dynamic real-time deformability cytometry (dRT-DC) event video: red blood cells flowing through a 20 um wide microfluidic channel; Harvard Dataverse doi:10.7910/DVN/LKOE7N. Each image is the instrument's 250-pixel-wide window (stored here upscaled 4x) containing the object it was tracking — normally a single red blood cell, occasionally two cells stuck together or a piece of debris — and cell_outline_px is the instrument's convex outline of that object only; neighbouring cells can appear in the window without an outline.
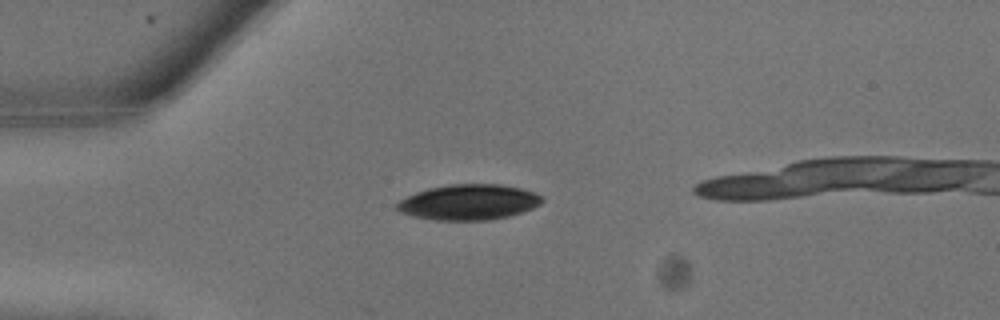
{"species": "common noctule bat (a hibernating species)", "species_latin": "Nyctalus noctula", "temperature_condition": "warm", "stored_images_in_passage": 5, "camera_frame_rate_fps": 3000, "um_per_image_px": 0.085, "animal": {"sex": "male", "body_mass_g": 13.3}, "frame": {"image": 1, "passage_image": 1, "time_ms": 0.0, "image_size_px": [1000, 320], "cell_outline_px": [[544, 200], [540, 204], [532, 208], [508, 216], [488, 220], [432, 220], [412, 216], [400, 212], [396, 208], [396, 204], [400, 200], [416, 192], [428, 188], [448, 184], [500, 184], [520, 188], [532, 192], [540, 196]], "centroid_in_image_um": [39.8, 17.18], "position_along_channel_um": 45.2, "area_um2": 29.88}}